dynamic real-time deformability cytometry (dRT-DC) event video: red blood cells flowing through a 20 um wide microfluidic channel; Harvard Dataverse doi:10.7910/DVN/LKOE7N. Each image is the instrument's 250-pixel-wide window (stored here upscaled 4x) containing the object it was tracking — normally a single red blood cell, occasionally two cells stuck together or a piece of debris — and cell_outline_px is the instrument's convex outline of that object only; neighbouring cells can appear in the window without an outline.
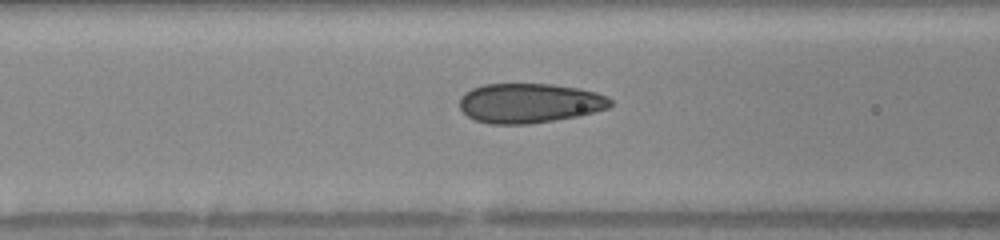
{"species": "human", "species_latin": "Homo sapiens", "temperature_condition": "warm", "stored_images_in_passage": 19, "camera_frame_rate_fps": 3000, "um_per_image_px": 0.085, "donor": {"sex": "female"}, "frame": {"image": 1, "passage_image": 17, "time_ms": 5.333, "image_size_px": [1000, 240], "cell_outline_px": [[612, 104], [608, 108], [580, 116], [528, 124], [492, 124], [476, 120], [468, 116], [460, 108], [460, 96], [464, 92], [472, 88], [484, 84], [552, 84], [576, 88], [596, 92], [608, 96], [612, 100]], "centroid_in_image_um": [45.01, 8.76], "position_along_channel_um": 121.6, "area_um2": 34.91}}